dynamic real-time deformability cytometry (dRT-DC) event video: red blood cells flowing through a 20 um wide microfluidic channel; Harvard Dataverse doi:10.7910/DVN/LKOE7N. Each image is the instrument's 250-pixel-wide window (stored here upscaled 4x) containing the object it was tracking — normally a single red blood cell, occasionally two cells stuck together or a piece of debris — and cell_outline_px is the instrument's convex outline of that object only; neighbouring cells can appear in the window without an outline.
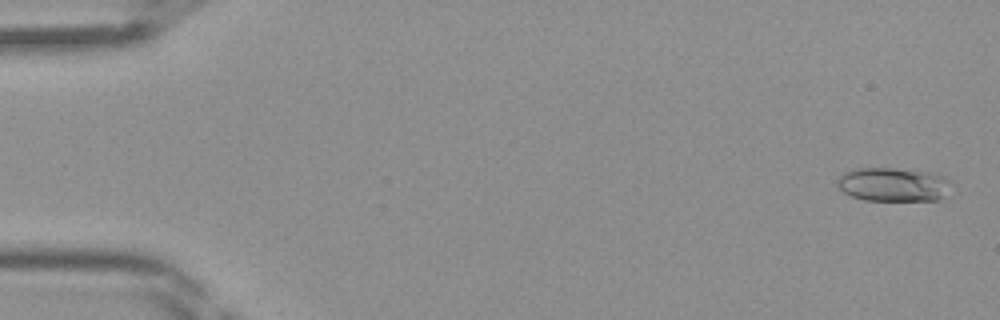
{"species": "Egyptian fruit bat (a non-hibernating species)", "species_latin": "Rousettus aegyptiacus", "temperature_condition": "room temperature", "stored_images_in_passage": 45, "camera_frame_rate_fps": 3000, "um_per_image_px": 0.085, "frame": {"image": 1, "passage_image": 2, "time_ms": 0.333, "image_size_px": [1000, 320], "cell_outline_px": [[948, 180], [940, 200], [864, 200], [852, 196], [844, 192], [836, 184], [836, 180], [844, 172], [856, 168], [892, 168], [928, 172], [944, 176]], "centroid_in_image_um": [75.82, 15.67], "position_along_channel_um": 9.2, "area_um2": 21.96}}
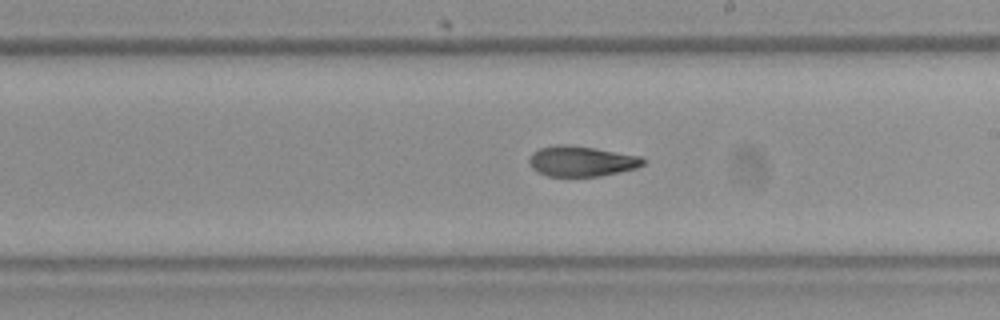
{"frame": {"image": 2, "passage_image": 26, "time_ms": 8.333, "image_size_px": [1000, 320], "cell_outline_px": [[648, 160], [644, 164], [636, 168], [620, 172], [600, 176], [548, 176], [536, 172], [528, 164], [528, 160], [532, 152], [540, 148], [556, 144], [568, 144], [640, 156]], "centroid_in_image_um": [49.4, 13.7], "position_along_channel_um": 239.6, "area_um2": 20.29}}
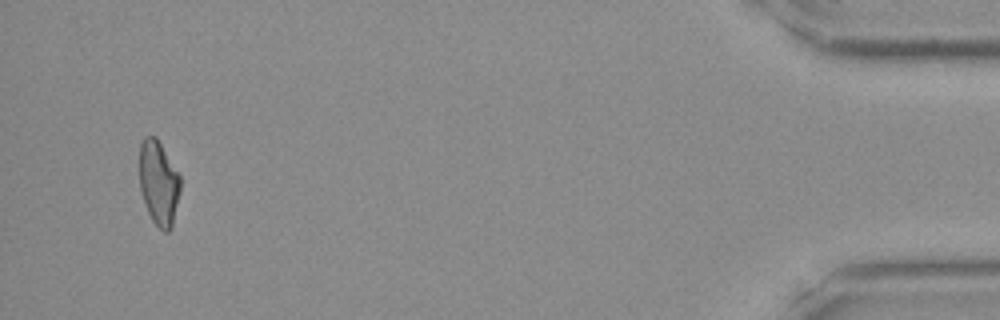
{"frame": {"image": 3, "passage_image": 43, "time_ms": 14.0, "image_size_px": [1000, 320], "cell_outline_px": [[180, 192], [172, 228], [168, 232], [164, 232], [152, 220], [148, 212], [140, 192], [140, 144], [144, 136], [156, 136], [180, 176]], "centroid_in_image_um": [13.49, 15.56], "position_along_channel_um": 421.7, "area_um2": 20.11}}